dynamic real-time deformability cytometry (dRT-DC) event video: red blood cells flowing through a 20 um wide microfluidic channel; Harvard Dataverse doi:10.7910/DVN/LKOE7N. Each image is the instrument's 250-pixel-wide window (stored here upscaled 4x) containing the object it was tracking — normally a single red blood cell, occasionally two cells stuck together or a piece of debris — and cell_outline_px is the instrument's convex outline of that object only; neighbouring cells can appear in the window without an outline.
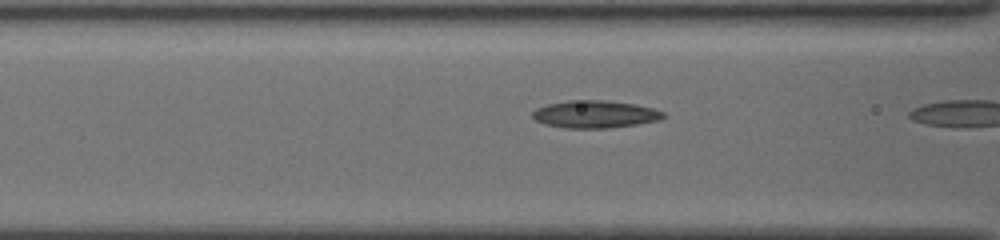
{"species": "common noctule bat (a hibernating species)", "species_latin": "Nyctalus noctula", "temperature_condition": "cold", "stored_images_in_passage": 6, "camera_frame_rate_fps": 3000, "um_per_image_px": 0.085, "animal": {"sex": "female", "body_mass_g": 19.5, "forearm_length_mm": 54.1}, "frame": {"image": 1, "passage_image": 5, "time_ms": 2.0, "image_size_px": [1000, 240], "cell_outline_px": [[664, 116], [660, 120], [636, 124], [604, 128], [568, 128], [544, 124], [536, 120], [532, 116], [532, 112], [536, 108], [548, 104], [568, 100], [604, 100], [632, 104], [652, 108], [664, 112]], "centroid_in_image_um": [50.54, 9.71], "position_along_channel_um": 116.1, "area_um2": 20.69}}